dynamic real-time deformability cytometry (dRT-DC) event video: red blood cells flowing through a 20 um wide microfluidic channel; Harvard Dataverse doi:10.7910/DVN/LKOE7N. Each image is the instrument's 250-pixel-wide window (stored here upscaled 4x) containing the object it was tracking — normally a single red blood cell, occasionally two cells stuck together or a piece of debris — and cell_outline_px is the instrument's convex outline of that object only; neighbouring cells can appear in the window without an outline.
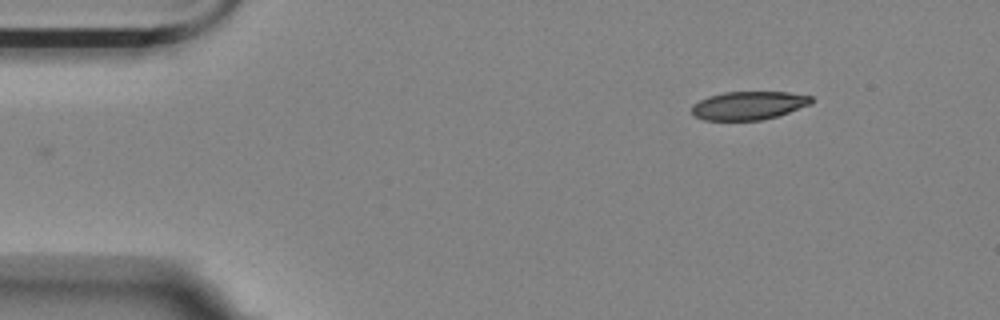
{"species": "Egyptian fruit bat (a non-hibernating species)", "species_latin": "Rousettus aegyptiacus", "temperature_condition": "room temperature", "stored_images_in_passage": 50, "camera_frame_rate_fps": 3000, "um_per_image_px": 0.085, "animal": {"sex": "female"}, "frame": {"image": 1, "passage_image": 1, "time_ms": 0.0, "image_size_px": [1000, 320], "cell_outline_px": [[812, 104], [776, 116], [760, 120], [704, 120], [696, 116], [692, 112], [692, 104], [708, 96], [724, 92], [788, 92], [812, 96]], "centroid_in_image_um": [63.63, 8.96], "position_along_channel_um": 21.4, "area_um2": 19.65}}
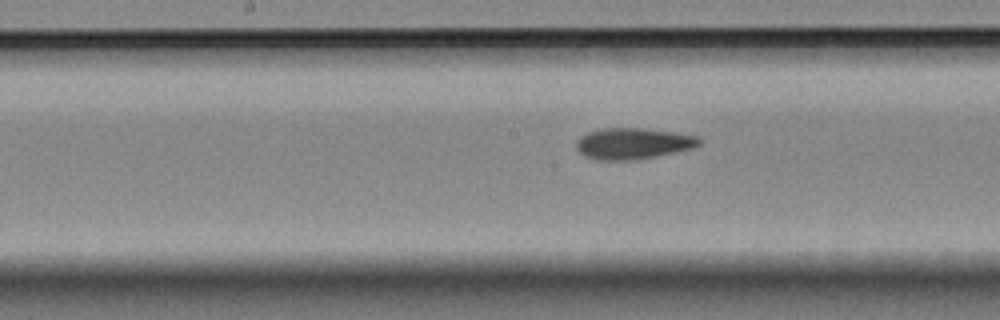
{"frame": {"image": 2, "passage_image": 22, "time_ms": 7.0, "image_size_px": [1000, 320], "cell_outline_px": [[700, 144], [692, 148], [656, 156], [632, 160], [596, 160], [584, 156], [576, 148], [576, 140], [580, 136], [588, 132], [604, 128], [644, 128], [676, 132], [700, 136]], "centroid_in_image_um": [53.79, 12.19], "position_along_channel_um": 194.4, "area_um2": 22.43}}
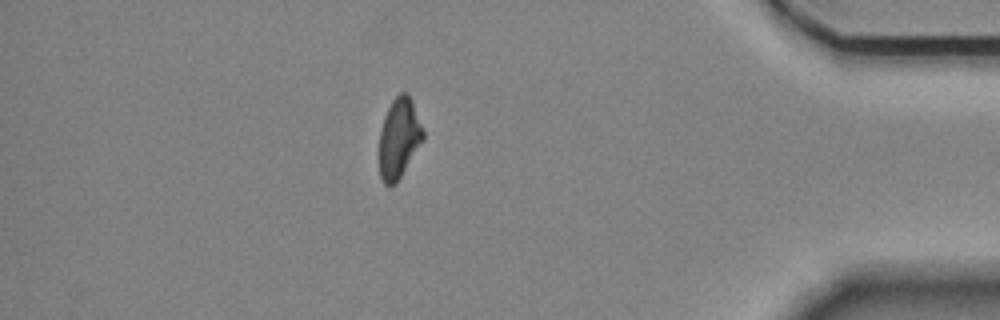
{"frame": {"image": 3, "passage_image": 43, "time_ms": 14.0, "image_size_px": [1000, 320], "cell_outline_px": [[424, 140], [396, 184], [388, 188], [384, 184], [380, 176], [380, 128], [384, 116], [392, 100], [400, 92], [408, 92], [412, 100], [424, 128]], "centroid_in_image_um": [33.94, 11.75], "position_along_channel_um": 401.3, "area_um2": 20.81}, "authors_computed_cell_mechanics": {"area_um2": 21.675, "velocity_mm_per_s": 3.5303, "shape_relaxation_time_tau1_ms": 9.0988, "shape_relaxation_time_tau2_ms": 3.7074, "deformation_change_tau1": 0.1917, "deformation_change_tau2": 0.0971}}